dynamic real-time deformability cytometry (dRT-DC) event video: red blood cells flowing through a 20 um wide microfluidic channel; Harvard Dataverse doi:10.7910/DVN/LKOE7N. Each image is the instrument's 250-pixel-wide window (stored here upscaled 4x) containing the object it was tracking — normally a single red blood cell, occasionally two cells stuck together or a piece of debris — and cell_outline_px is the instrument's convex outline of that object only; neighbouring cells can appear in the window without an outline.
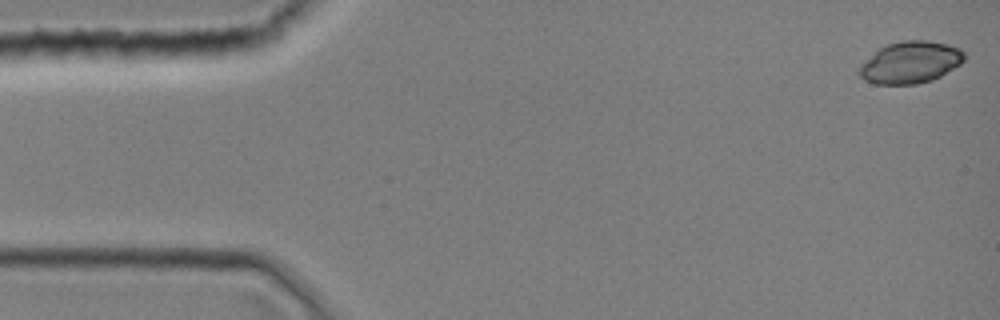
{"species": "common noctule bat (a hibernating species)", "species_latin": "Nyctalus noctula", "temperature_condition": "room temperature", "stored_images_in_passage": 39, "camera_frame_rate_fps": 3000, "um_per_image_px": 0.085, "animal": {"sex": "female", "body_mass_g": 19.0, "forearm_length_mm": 51.5}, "frame": {"image": 1, "passage_image": 1, "time_ms": 0.0, "image_size_px": [1000, 320], "cell_outline_px": [[964, 60], [960, 64], [940, 76], [932, 80], [916, 84], [872, 84], [864, 80], [856, 72], [860, 64], [880, 48], [888, 44], [900, 40], [928, 40], [948, 44], [960, 48], [964, 52]], "centroid_in_image_um": [77.36, 5.3], "position_along_channel_um": 7.6, "area_um2": 25.78}}
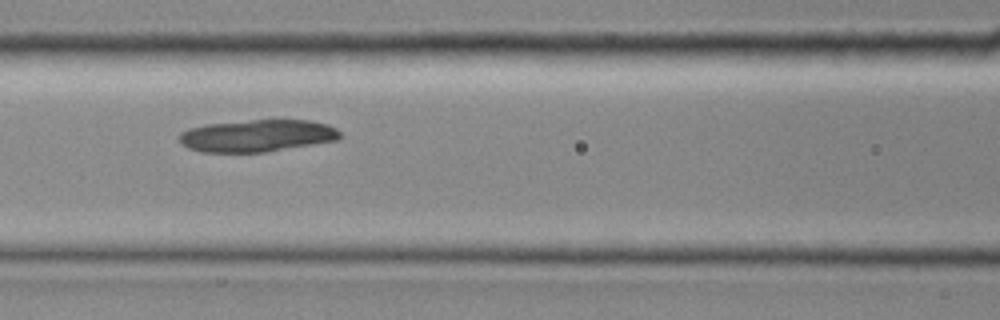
{"frame": {"image": 2, "passage_image": 17, "time_ms": 5.333, "image_size_px": [1000, 320], "cell_outline_px": [[340, 140], [264, 152], [200, 152], [188, 148], [180, 144], [176, 136], [180, 132], [188, 128], [204, 124], [252, 120], [308, 120], [328, 124], [336, 128], [340, 132]], "centroid_in_image_um": [21.81, 11.53], "position_along_channel_um": 144.8, "area_um2": 30.46}}
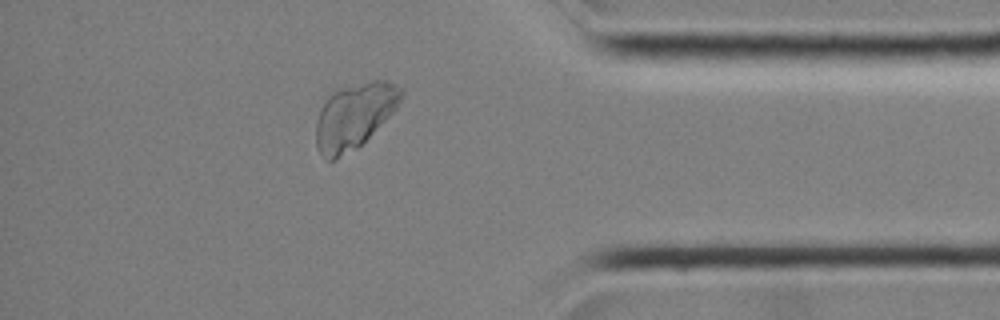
{"frame": {"image": 3, "passage_image": 34, "time_ms": 11.0, "image_size_px": [1000, 320], "cell_outline_px": [[404, 96], [396, 108], [356, 148], [336, 160], [328, 160], [316, 148], [316, 120], [320, 108], [324, 100], [336, 88], [372, 80], [388, 80], [396, 84], [404, 92]], "centroid_in_image_um": [30.09, 9.81], "position_along_channel_um": 405.1, "area_um2": 32.37}}